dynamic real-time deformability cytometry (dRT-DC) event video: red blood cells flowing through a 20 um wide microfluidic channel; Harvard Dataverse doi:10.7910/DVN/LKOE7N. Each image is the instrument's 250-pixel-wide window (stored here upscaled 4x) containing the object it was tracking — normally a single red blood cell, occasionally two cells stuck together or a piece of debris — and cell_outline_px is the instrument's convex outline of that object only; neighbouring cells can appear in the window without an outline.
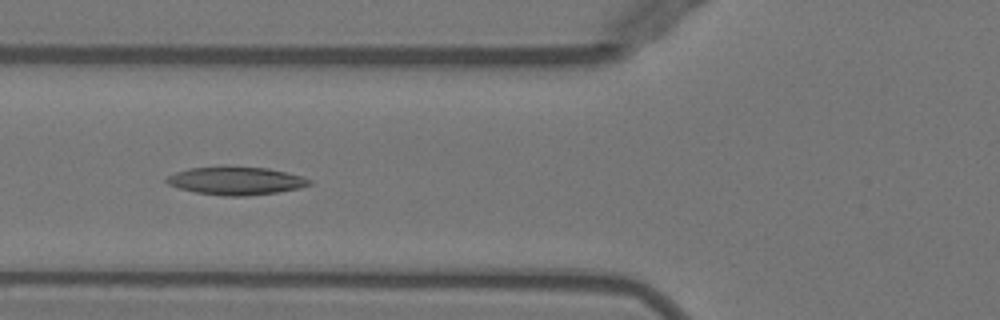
{"species": "Egyptian fruit bat (a non-hibernating species)", "species_latin": "Rousettus aegyptiacus", "temperature_condition": "warm", "stored_images_in_passage": 40, "camera_frame_rate_fps": 3000, "um_per_image_px": 0.085, "animal": {"sex": "female"}, "frame": {"image": 1, "passage_image": 18, "time_ms": 5.667, "image_size_px": [1000, 320], "cell_outline_px": [[312, 184], [300, 188], [276, 192], [244, 196], [224, 196], [196, 192], [180, 188], [168, 184], [164, 180], [168, 176], [176, 172], [188, 168], [224, 164], [268, 168], [300, 176], [312, 180]], "centroid_in_image_um": [20.02, 15.33], "position_along_channel_um": 105.8, "area_um2": 23.76}}
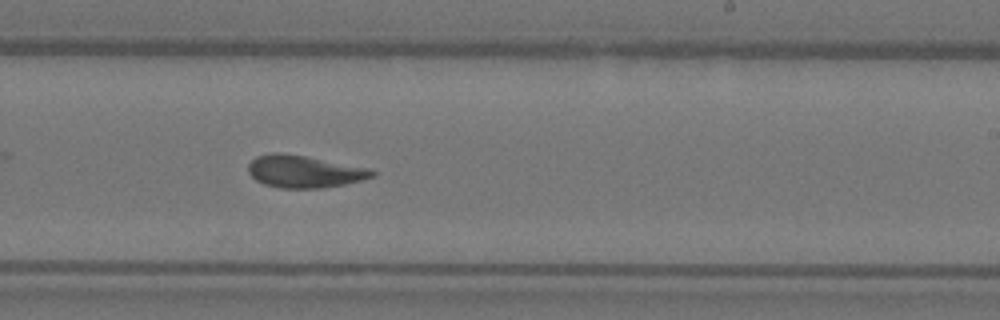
{"frame": {"image": 2, "passage_image": 30, "time_ms": 9.667, "image_size_px": [1000, 320], "cell_outline_px": [[376, 176], [344, 184], [320, 188], [280, 188], [264, 184], [256, 180], [248, 172], [248, 164], [256, 156], [272, 152], [280, 152], [304, 156], [372, 168], [376, 172]], "centroid_in_image_um": [25.86, 14.57], "position_along_channel_um": 263.1, "area_um2": 23.35}}
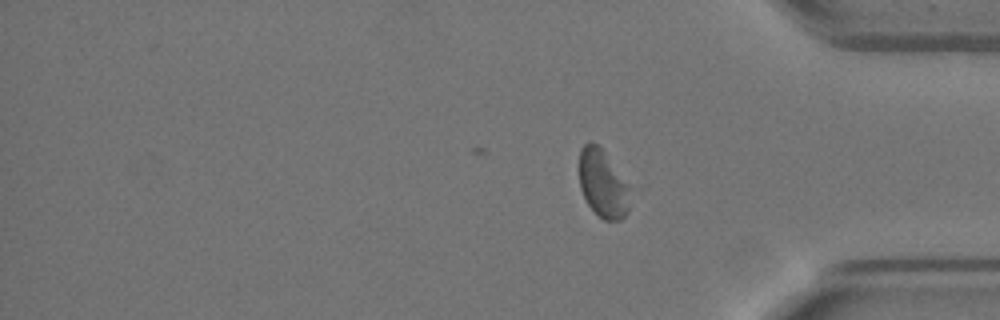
{"frame": {"image": 3, "passage_image": 40, "time_ms": 13.0, "image_size_px": [1000, 320], "cell_outline_px": [[628, 212], [620, 220], [604, 220], [588, 204], [580, 188], [580, 148], [588, 140], [592, 140], [604, 152], [628, 184]], "centroid_in_image_um": [51.21, 15.59], "position_along_channel_um": 384.0, "area_um2": 19.59}, "authors_computed_cell_mechanics": {"area_um2": 23.6113, "velocity_mm_per_s": 3.946, "shape_relaxation_time_tau1_ms": 7.7292, "shape_relaxation_time_tau2_ms": 4.5434, "deformation_change_tau1": 0.1617, "deformation_change_tau2": 0.1396}}